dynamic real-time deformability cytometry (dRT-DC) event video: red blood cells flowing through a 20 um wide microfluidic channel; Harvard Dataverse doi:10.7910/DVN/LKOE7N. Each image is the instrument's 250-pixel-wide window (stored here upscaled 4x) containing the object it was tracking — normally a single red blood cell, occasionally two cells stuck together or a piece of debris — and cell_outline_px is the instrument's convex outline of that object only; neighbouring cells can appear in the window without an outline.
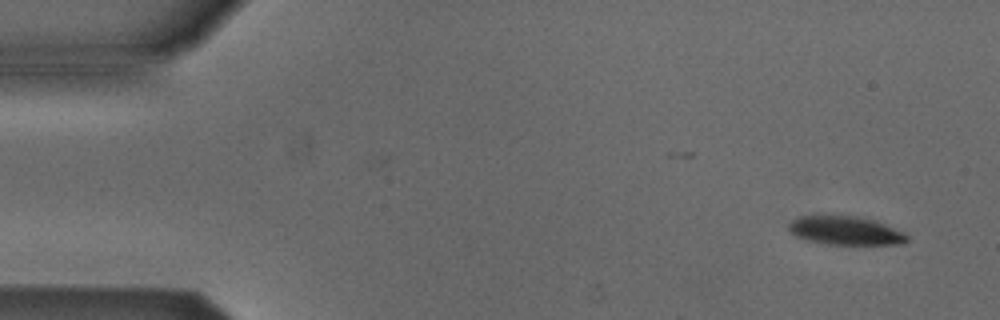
{"species": "Egyptian fruit bat (a non-hibernating species)", "species_latin": "Rousettus aegyptiacus", "temperature_condition": "cold", "stored_images_in_passage": 2, "camera_frame_rate_fps": 3000, "um_per_image_px": 0.085, "animal": {"sex": "male"}, "frame": {"image": 1, "passage_image": 2, "time_ms": 1.333, "image_size_px": [1000, 320], "cell_outline_px": [[908, 240], [904, 244], [828, 244], [808, 240], [796, 236], [788, 228], [788, 224], [796, 216], [828, 212], [856, 216], [876, 220], [904, 232], [908, 236]], "centroid_in_image_um": [71.82, 19.54], "position_along_channel_um": 13.2, "area_um2": 20.52}}